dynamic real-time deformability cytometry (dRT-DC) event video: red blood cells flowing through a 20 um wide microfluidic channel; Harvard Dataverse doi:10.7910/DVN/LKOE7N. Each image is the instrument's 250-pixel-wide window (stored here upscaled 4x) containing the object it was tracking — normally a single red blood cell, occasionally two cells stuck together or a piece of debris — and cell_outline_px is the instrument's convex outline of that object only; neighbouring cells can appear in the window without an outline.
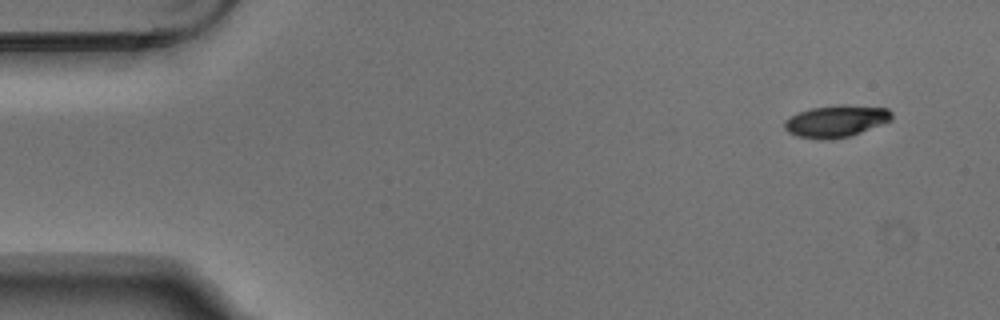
{"species": "Egyptian fruit bat (a non-hibernating species)", "species_latin": "Rousettus aegyptiacus", "temperature_condition": "warm", "stored_images_in_passage": 5, "camera_frame_rate_fps": 3000, "um_per_image_px": 0.085, "animal": {"sex": "male"}, "frame": {"image": 1, "passage_image": 1, "time_ms": 0.0, "image_size_px": [1000, 320], "cell_outline_px": [[892, 120], [860, 132], [848, 136], [832, 140], [820, 140], [796, 136], [788, 132], [784, 128], [784, 120], [800, 112], [812, 108], [840, 104], [848, 104], [888, 108], [892, 112]], "centroid_in_image_um": [71.07, 10.3], "position_along_channel_um": 13.9, "area_um2": 20.06}}
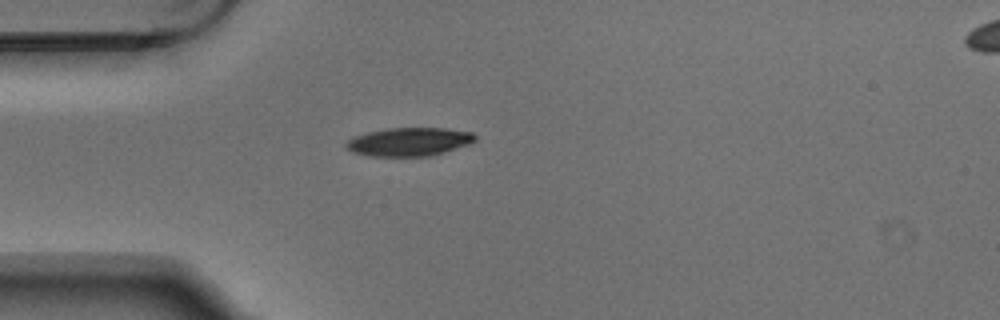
{"frame": {"image": 2, "passage_image": 4, "time_ms": 1.0, "image_size_px": [1000, 320], "cell_outline_px": [[476, 140], [468, 144], [428, 156], [372, 156], [352, 152], [344, 144], [348, 140], [356, 136], [368, 132], [388, 128], [444, 128], [472, 132], [476, 136]], "centroid_in_image_um": [34.76, 12.04], "position_along_channel_um": 50.2, "area_um2": 21.04}}